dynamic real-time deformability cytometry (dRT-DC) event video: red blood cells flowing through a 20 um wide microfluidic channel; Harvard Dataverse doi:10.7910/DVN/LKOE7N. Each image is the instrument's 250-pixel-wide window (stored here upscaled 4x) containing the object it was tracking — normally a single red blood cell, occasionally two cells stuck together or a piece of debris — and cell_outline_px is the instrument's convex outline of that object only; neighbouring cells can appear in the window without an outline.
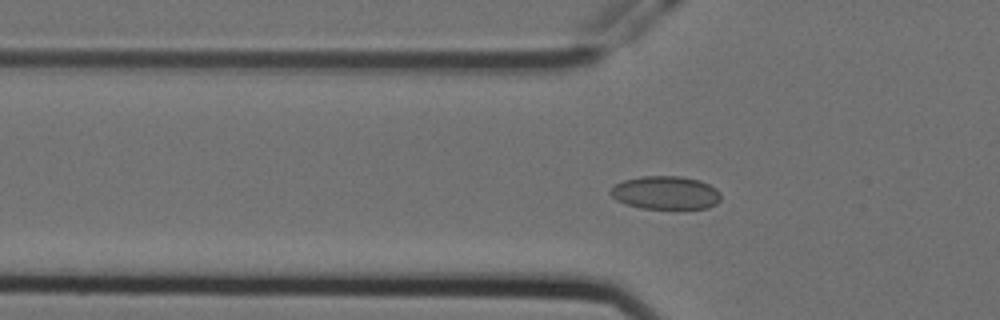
{"species": "Egyptian fruit bat (a non-hibernating species)", "species_latin": "Rousettus aegyptiacus", "temperature_condition": "cold", "stored_images_in_passage": 41, "camera_frame_rate_fps": 3000, "um_per_image_px": 0.085, "animal": {"sex": "female"}, "frame": {"image": 1, "passage_image": 3, "time_ms": 0.667, "image_size_px": [1000, 320], "cell_outline_px": [[720, 200], [716, 204], [708, 208], [640, 208], [624, 204], [616, 200], [608, 192], [616, 184], [624, 180], [640, 176], [680, 176], [700, 180], [716, 188], [720, 192]], "centroid_in_image_um": [56.57, 16.38], "position_along_channel_um": 69.2, "area_um2": 21.44}}
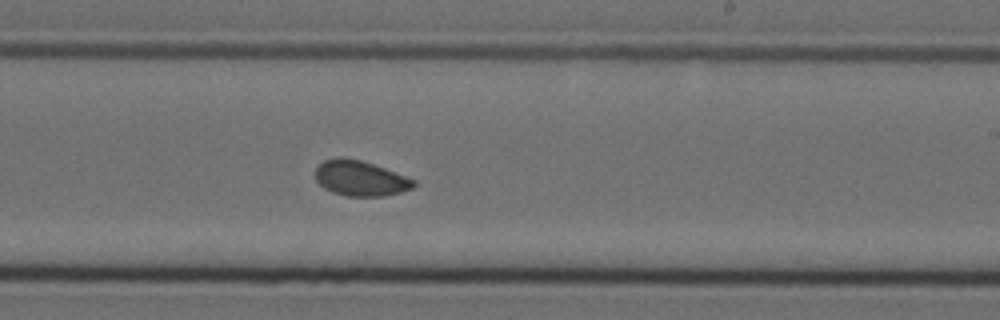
{"frame": {"image": 2, "passage_image": 19, "time_ms": 6.0, "image_size_px": [1000, 320], "cell_outline_px": [[416, 184], [412, 188], [400, 192], [384, 196], [348, 196], [332, 192], [324, 188], [316, 180], [316, 168], [324, 160], [336, 156], [340, 156], [360, 160], [384, 168], [416, 180]], "centroid_in_image_um": [30.61, 15.15], "position_along_channel_um": 258.4, "area_um2": 20.11}}
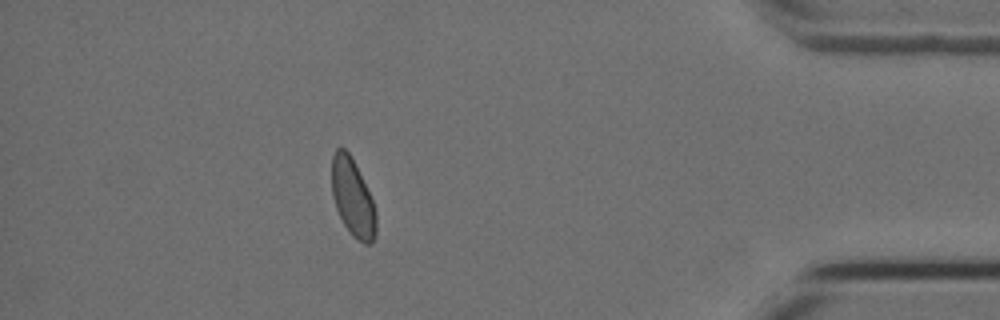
{"frame": {"image": 3, "passage_image": 35, "time_ms": 11.333, "image_size_px": [1000, 320], "cell_outline_px": [[376, 232], [372, 244], [364, 244], [352, 236], [344, 224], [336, 208], [332, 196], [332, 156], [336, 148], [344, 148], [348, 152], [372, 200], [376, 212]], "centroid_in_image_um": [29.97, 16.85], "position_along_channel_um": 405.2, "area_um2": 19.65}, "authors_computed_cell_mechanics": {"area_um2": 20.2878, "velocity_mm_per_s": 3.5475, "shape_relaxation_time_tau1_ms": null, "shape_relaxation_time_tau2_ms": 2.5129, "deformation_change_tau1": null, "deformation_change_tau2": 0.0559}}